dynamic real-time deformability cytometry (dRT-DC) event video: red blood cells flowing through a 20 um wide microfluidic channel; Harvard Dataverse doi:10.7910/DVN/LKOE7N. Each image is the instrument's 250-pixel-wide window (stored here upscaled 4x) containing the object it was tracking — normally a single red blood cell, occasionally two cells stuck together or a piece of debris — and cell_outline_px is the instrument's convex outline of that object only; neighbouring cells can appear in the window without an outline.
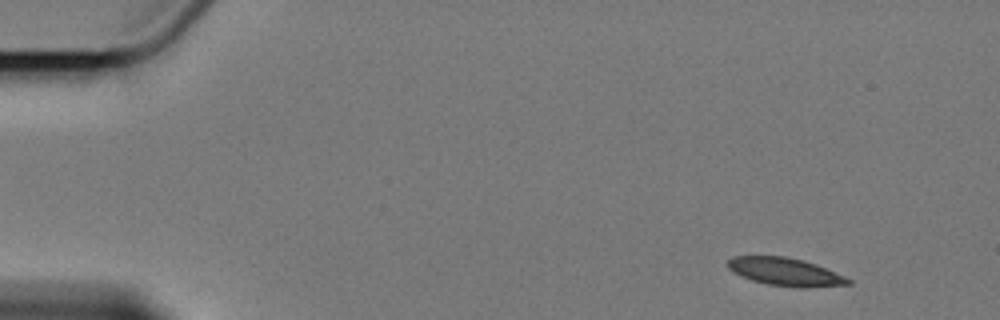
{"species": "Egyptian fruit bat (a non-hibernating species)", "species_latin": "Rousettus aegyptiacus", "temperature_condition": "cold", "stored_images_in_passage": 5, "camera_frame_rate_fps": 3000, "um_per_image_px": 0.085, "animal": {"sex": "female"}, "frame": {"image": 1, "passage_image": 1, "time_ms": 0.0, "image_size_px": [1000, 320], "cell_outline_px": [[852, 284], [808, 288], [800, 288], [768, 284], [752, 280], [740, 276], [728, 268], [728, 260], [732, 256], [784, 256], [804, 260], [816, 264], [844, 276], [852, 280]], "centroid_in_image_um": [66.77, 23.11], "position_along_channel_um": 18.2, "area_um2": 19.65}}
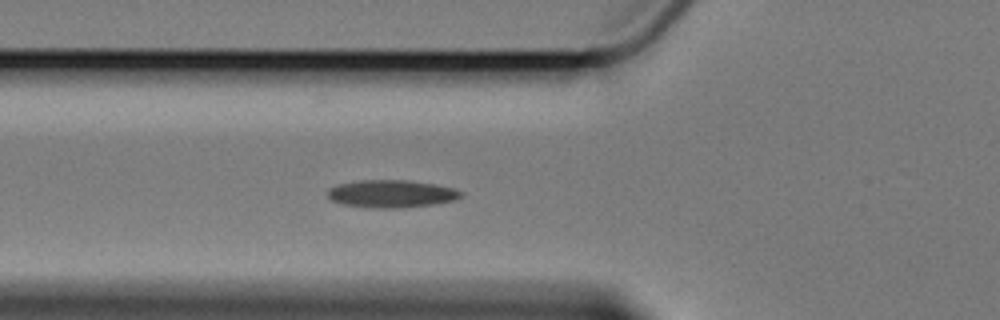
{"frame": {"image": 2, "passage_image": 5, "time_ms": 5.333, "image_size_px": [1000, 320], "cell_outline_px": [[464, 196], [456, 200], [436, 204], [400, 208], [372, 208], [344, 204], [332, 200], [328, 196], [328, 188], [336, 184], [360, 180], [408, 180], [456, 188], [464, 192]], "centroid_in_image_um": [33.32, 16.47], "position_along_channel_um": 92.5, "area_um2": 21.68}}